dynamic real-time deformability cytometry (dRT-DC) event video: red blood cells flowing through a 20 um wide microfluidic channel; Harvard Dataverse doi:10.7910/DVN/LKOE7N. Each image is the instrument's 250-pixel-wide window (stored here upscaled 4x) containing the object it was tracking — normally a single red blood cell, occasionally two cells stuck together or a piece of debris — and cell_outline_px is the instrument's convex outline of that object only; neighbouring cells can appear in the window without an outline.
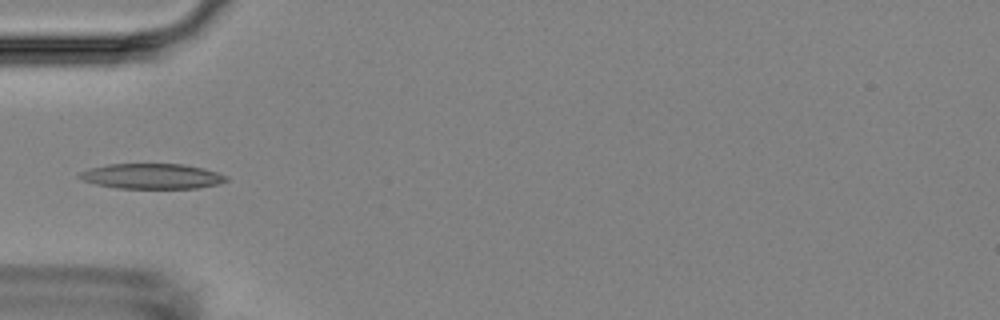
{"species": "Egyptian fruit bat (a non-hibernating species)", "species_latin": "Rousettus aegyptiacus", "temperature_condition": "room temperature", "stored_images_in_passage": 10, "camera_frame_rate_fps": 3000, "um_per_image_px": 0.085, "animal": {"sex": "female"}, "frame": {"image": 1, "passage_image": 6, "time_ms": 5.667, "image_size_px": [1000, 320], "cell_outline_px": [[228, 180], [216, 184], [196, 188], [116, 188], [96, 184], [84, 180], [76, 176], [80, 172], [92, 168], [108, 164], [184, 164], [204, 168], [228, 176]], "centroid_in_image_um": [12.92, 14.97], "position_along_channel_um": 72.1, "area_um2": 21.44}}
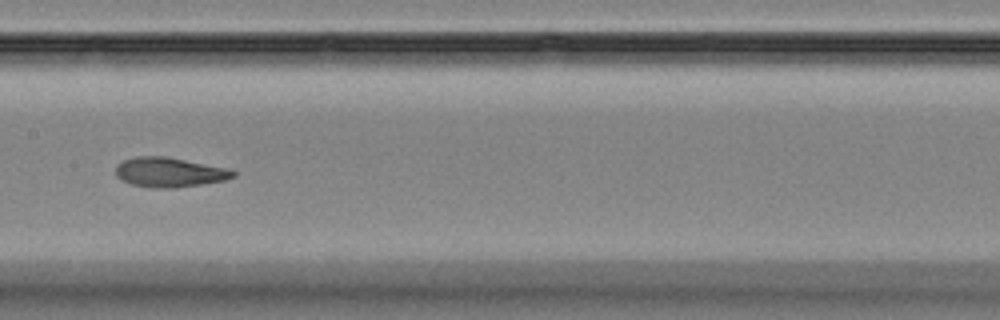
{"frame": {"image": 2, "passage_image": 9, "time_ms": 9.0, "image_size_px": [1000, 320], "cell_outline_px": [[236, 176], [224, 180], [176, 188], [152, 188], [132, 184], [120, 180], [116, 176], [116, 164], [124, 160], [136, 156], [164, 156], [232, 168], [236, 172]], "centroid_in_image_um": [14.42, 14.64], "position_along_channel_um": 193.0, "area_um2": 20.52}}
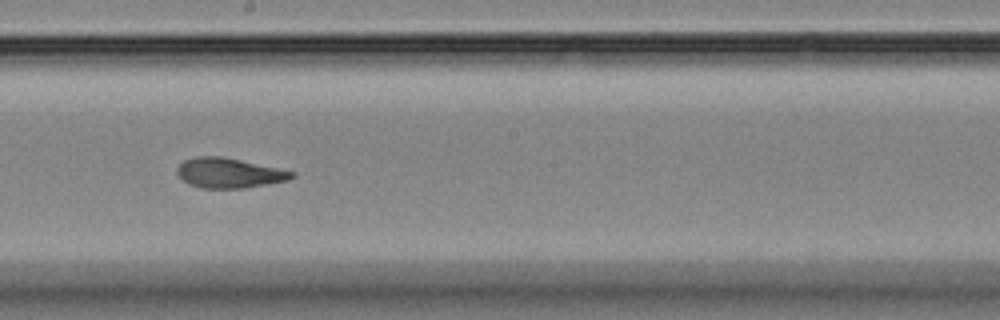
{"frame": {"image": 3, "passage_image": 10, "time_ms": 10.0, "image_size_px": [1000, 320], "cell_outline_px": [[296, 176], [288, 180], [244, 188], [200, 188], [188, 184], [176, 172], [176, 168], [184, 160], [196, 156], [220, 156], [240, 160], [296, 172]], "centroid_in_image_um": [19.46, 14.7], "position_along_channel_um": 228.7, "area_um2": 19.88}}